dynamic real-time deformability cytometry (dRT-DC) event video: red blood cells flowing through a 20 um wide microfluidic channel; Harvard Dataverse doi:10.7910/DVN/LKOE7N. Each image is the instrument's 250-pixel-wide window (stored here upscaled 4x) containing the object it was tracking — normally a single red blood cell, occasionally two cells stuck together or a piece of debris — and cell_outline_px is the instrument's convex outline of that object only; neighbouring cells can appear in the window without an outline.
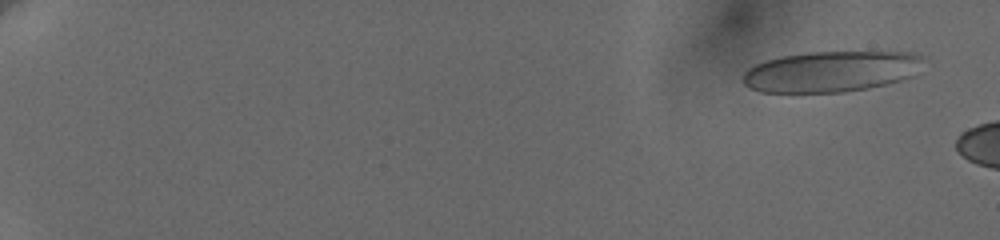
{"species": "human", "species_latin": "Homo sapiens", "temperature_condition": "cold", "stored_images_in_passage": 15, "camera_frame_rate_fps": 3000, "um_per_image_px": 0.085, "donor": {"sex": "female"}, "frame": {"image": 1, "passage_image": 5, "time_ms": 1.0, "image_size_px": [1000, 240], "cell_outline_px": [[924, 56], [912, 76], [900, 80], [868, 88], [844, 92], [760, 92], [744, 84], [744, 72], [748, 68], [764, 60], [780, 56], [808, 52], [912, 52]], "centroid_in_image_um": [70.6, 6.07], "position_along_channel_um": 14.4, "area_um2": 42.71}}